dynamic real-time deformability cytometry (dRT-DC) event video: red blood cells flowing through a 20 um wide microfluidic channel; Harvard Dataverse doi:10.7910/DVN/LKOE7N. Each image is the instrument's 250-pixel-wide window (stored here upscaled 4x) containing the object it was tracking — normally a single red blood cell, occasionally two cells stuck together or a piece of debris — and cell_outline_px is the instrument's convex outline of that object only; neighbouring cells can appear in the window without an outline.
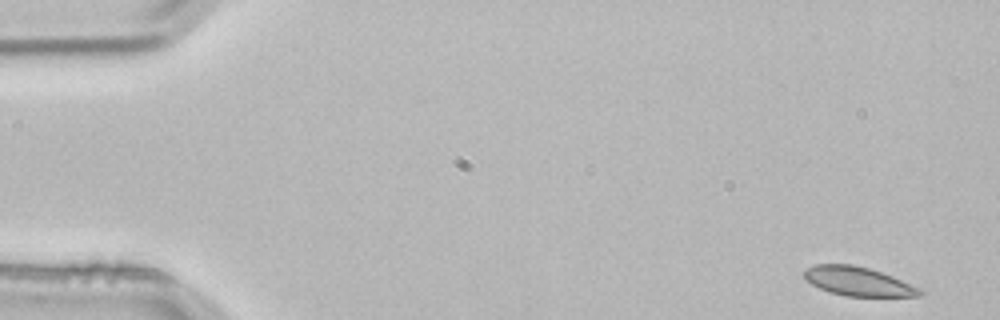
{"species": "common noctule bat (a hibernating species)", "species_latin": "Nyctalus noctula", "temperature_condition": "room temperature", "stored_images_in_passage": 4, "camera_frame_rate_fps": 3000, "um_per_image_px": 0.085, "animal": {"sex": "male", "body_mass_g": 21.5, "forearm_length_mm": 52.0}, "frame": {"image": 1, "passage_image": 4, "time_ms": 1.0, "image_size_px": [1000, 320], "cell_outline_px": [[928, 292], [920, 296], [848, 296], [828, 292], [812, 284], [804, 276], [804, 272], [808, 268], [816, 264], [852, 264], [868, 268], [892, 276], [924, 288]], "centroid_in_image_um": [73.04, 23.93], "position_along_channel_um": 12.0, "area_um2": 19.59}}